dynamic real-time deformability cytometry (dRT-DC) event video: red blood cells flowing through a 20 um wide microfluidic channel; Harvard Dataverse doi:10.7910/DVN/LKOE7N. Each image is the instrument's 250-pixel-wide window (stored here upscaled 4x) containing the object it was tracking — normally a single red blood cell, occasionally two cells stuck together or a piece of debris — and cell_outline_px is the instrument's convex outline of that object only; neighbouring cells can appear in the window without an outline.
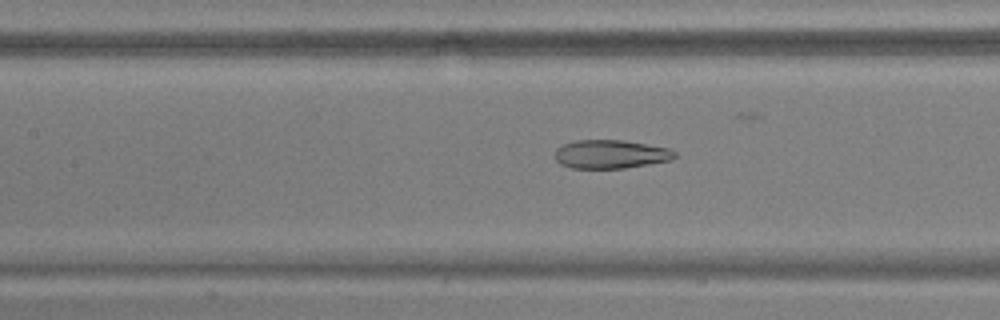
{"species": "common noctule bat (a hibernating species)", "species_latin": "Nyctalus noctula", "temperature_condition": "warm", "stored_images_in_passage": 55, "camera_frame_rate_fps": 3000, "um_per_image_px": 0.085, "animal": {"sex": "male", "body_mass_g": 17.9, "forearm_length_mm": 54.2}, "frame": {"image": 1, "passage_image": 25, "time_ms": 8.0, "image_size_px": [1000, 320], "cell_outline_px": [[676, 156], [672, 160], [624, 168], [572, 168], [560, 164], [556, 160], [556, 148], [564, 144], [576, 140], [624, 140], [668, 148], [676, 152]], "centroid_in_image_um": [51.91, 13.1], "position_along_channel_um": 155.5, "area_um2": 19.88}}
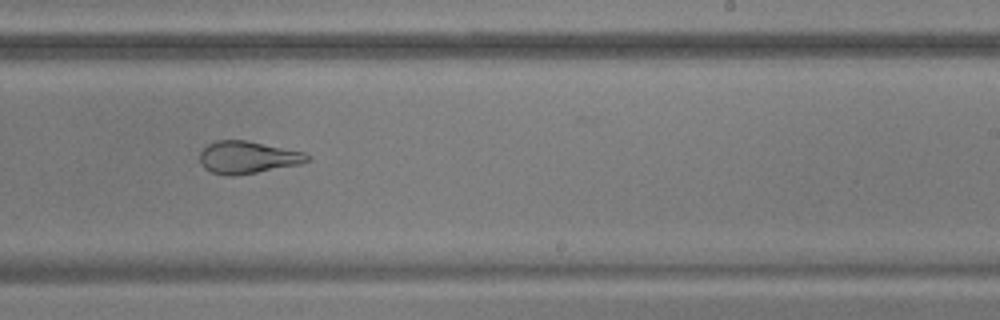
{"frame": {"image": 2, "passage_image": 34, "time_ms": 11.0, "image_size_px": [1000, 320], "cell_outline_px": [[312, 160], [300, 164], [256, 172], [232, 176], [228, 176], [212, 172], [204, 168], [200, 164], [200, 152], [208, 144], [216, 140], [248, 140], [304, 152], [312, 156]], "centroid_in_image_um": [21.07, 13.37], "position_along_channel_um": 267.9, "area_um2": 20.35}}
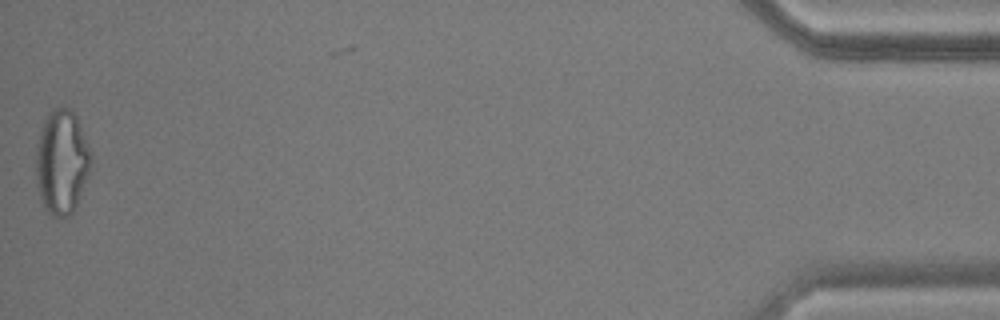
{"frame": {"image": 3, "passage_image": 54, "time_ms": 17.667, "image_size_px": [1000, 320], "cell_outline_px": [[92, 160], [88, 176], [76, 204], [72, 212], [68, 216], [52, 216], [44, 208], [40, 196], [36, 180], [36, 144], [44, 120], [48, 112], [56, 108], [72, 108], [80, 124], [88, 144], [92, 156]], "centroid_in_image_um": [5.25, 13.74], "position_along_channel_um": 430.0, "area_um2": 33.41}, "authors_computed_cell_mechanics": {"area_um2": 24.3916, "velocity_mm_per_s": 3.7634, "shape_relaxation_time_tau1_ms": null, "shape_relaxation_time_tau2_ms": 1.6348, "deformation_change_tau1": null, "deformation_change_tau2": 0.0889}}